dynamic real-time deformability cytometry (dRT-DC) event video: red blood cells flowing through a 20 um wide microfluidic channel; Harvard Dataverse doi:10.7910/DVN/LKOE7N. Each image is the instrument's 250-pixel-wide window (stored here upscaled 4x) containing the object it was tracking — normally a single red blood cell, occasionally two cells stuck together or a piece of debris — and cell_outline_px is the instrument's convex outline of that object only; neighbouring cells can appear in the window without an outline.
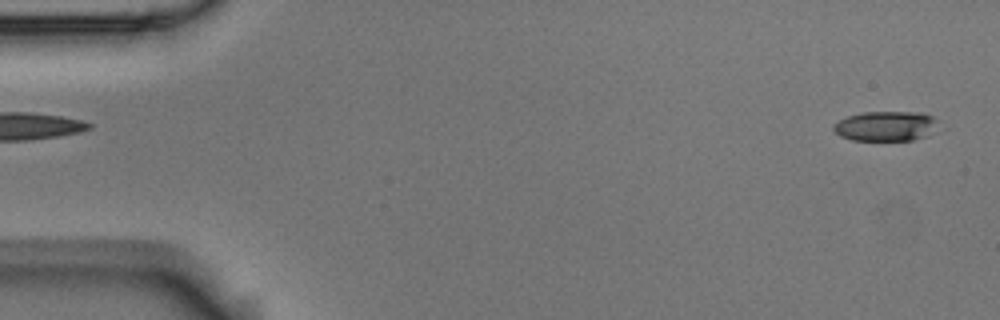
{"species": "Egyptian fruit bat (a non-hibernating species)", "species_latin": "Rousettus aegyptiacus", "temperature_condition": "room temperature", "stored_images_in_passage": 3, "segment_of_instrument_passage": [2, 2], "camera_frame_rate_fps": 3000, "um_per_image_px": 0.085, "animal": {"sex": "male"}, "frame": {"image": 1, "passage_image": 3, "time_ms": 0.667, "image_size_px": [1000, 320], "cell_outline_px": [[948, 128], [940, 132], [928, 136], [912, 140], [852, 140], [840, 136], [832, 128], [832, 124], [848, 116], [864, 112], [920, 112], [932, 116]], "centroid_in_image_um": [75.47, 10.72], "position_along_channel_um": 9.5, "area_um2": 19.02}}